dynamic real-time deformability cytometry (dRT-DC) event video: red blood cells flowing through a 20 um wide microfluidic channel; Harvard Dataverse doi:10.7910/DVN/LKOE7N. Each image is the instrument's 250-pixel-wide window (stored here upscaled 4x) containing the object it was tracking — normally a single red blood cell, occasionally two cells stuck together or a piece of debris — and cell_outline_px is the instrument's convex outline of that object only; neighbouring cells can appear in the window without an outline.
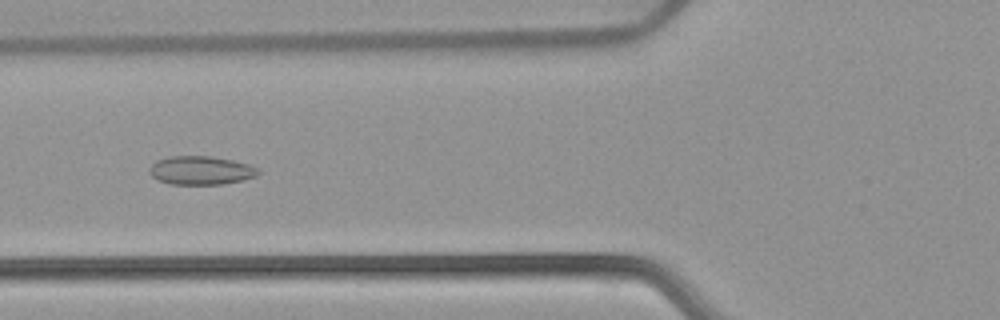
{"species": "common noctule bat (a hibernating species)", "species_latin": "Nyctalus noctula", "temperature_condition": "warm", "stored_images_in_passage": 53, "camera_frame_rate_fps": 3000, "um_per_image_px": 0.085, "animal": {"sex": "female", "body_mass_g": 22.7, "forearm_length_mm": 54.2}, "frame": {"image": 1, "passage_image": 21, "time_ms": 6.667, "image_size_px": [1000, 320], "cell_outline_px": [[260, 172], [256, 176], [240, 180], [220, 184], [172, 184], [160, 180], [152, 176], [148, 172], [148, 168], [156, 160], [168, 156], [212, 156], [232, 160], [248, 164], [260, 168]], "centroid_in_image_um": [17.06, 14.47], "position_along_channel_um": 108.7, "area_um2": 18.09}}
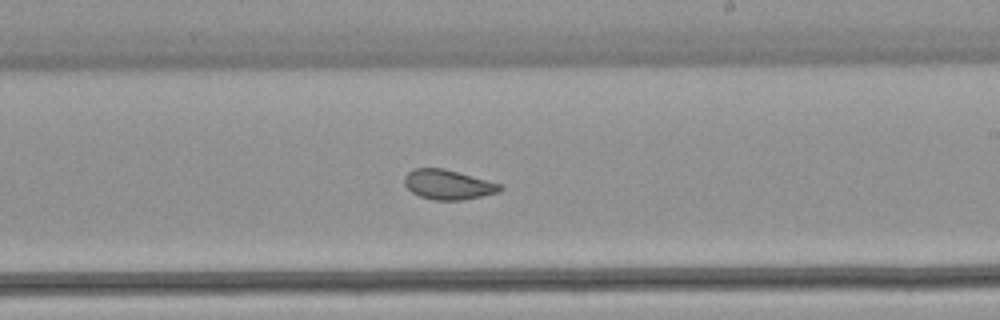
{"frame": {"image": 2, "passage_image": 32, "time_ms": 10.333, "image_size_px": [1000, 320], "cell_outline_px": [[504, 188], [500, 192], [464, 200], [432, 200], [420, 196], [412, 192], [404, 184], [404, 176], [412, 168], [444, 168], [504, 184]], "centroid_in_image_um": [38.13, 15.69], "position_along_channel_um": 250.9, "area_um2": 16.88}}
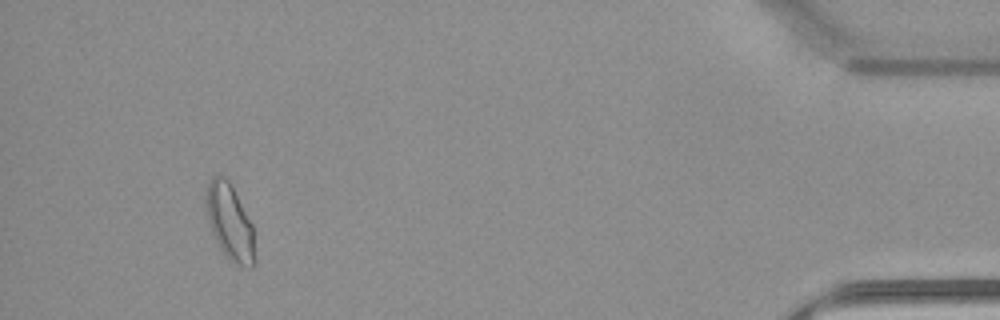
{"frame": {"image": 3, "passage_image": 50, "time_ms": 16.333, "image_size_px": [1000, 320], "cell_outline_px": [[256, 264], [252, 268], [248, 268], [232, 264], [228, 260], [216, 244], [208, 220], [204, 200], [204, 192], [208, 180], [212, 176], [224, 176], [228, 180], [252, 224], [256, 260]], "centroid_in_image_um": [19.51, 18.94], "position_along_channel_um": 415.7, "area_um2": 22.14}, "authors_computed_cell_mechanics": {"area_um2": 18.9584, "velocity_mm_per_s": 3.8773, "shape_relaxation_time_tau1_ms": null, "shape_relaxation_time_tau2_ms": 1.4777, "deformation_change_tau1": null, "deformation_change_tau2": 0.062}}